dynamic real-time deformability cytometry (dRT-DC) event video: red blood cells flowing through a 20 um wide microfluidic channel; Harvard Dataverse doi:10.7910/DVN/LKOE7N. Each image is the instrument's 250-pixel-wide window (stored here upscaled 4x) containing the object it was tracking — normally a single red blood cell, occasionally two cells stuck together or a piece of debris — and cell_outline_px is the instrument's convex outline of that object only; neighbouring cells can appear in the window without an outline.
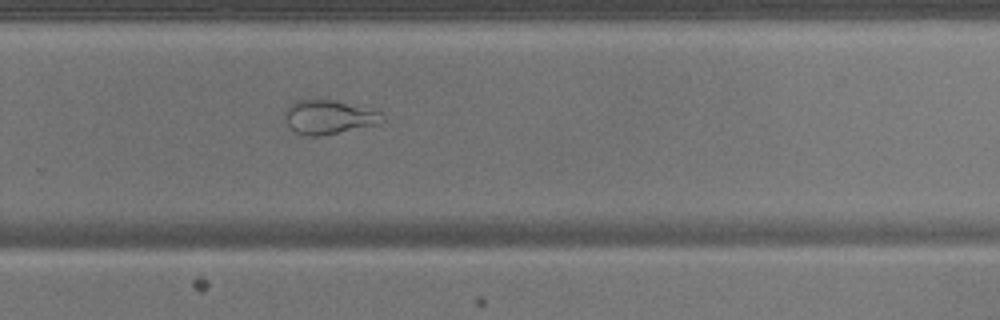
{"species": "common noctule bat (a hibernating species)", "species_latin": "Nyctalus noctula", "temperature_condition": "warm", "stored_images_in_passage": 51, "camera_frame_rate_fps": 3000, "um_per_image_px": 0.085, "animal": {"sex": "male", "body_mass_g": 17.9}, "frame": {"image": 1, "passage_image": 35, "time_ms": 11.333, "image_size_px": [1000, 320], "cell_outline_px": [[384, 120], [380, 124], [320, 136], [308, 136], [296, 132], [288, 124], [284, 116], [284, 108], [288, 104], [296, 100], [316, 96], [384, 112]], "centroid_in_image_um": [27.93, 9.9], "position_along_channel_um": 301.9, "area_um2": 19.94}}
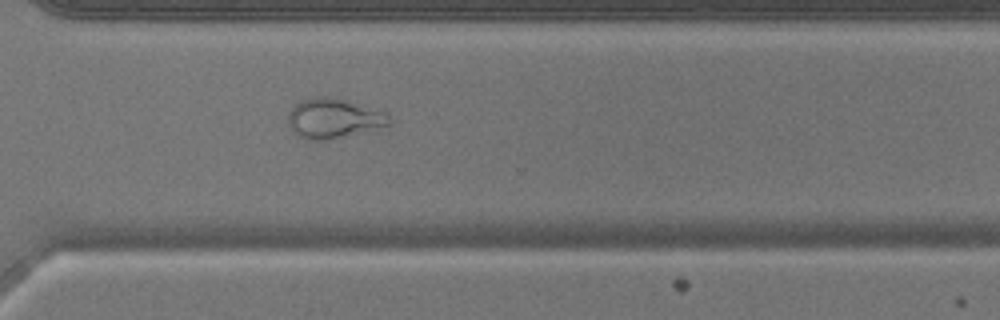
{"frame": {"image": 2, "passage_image": 38, "time_ms": 12.333, "image_size_px": [1000, 320], "cell_outline_px": [[392, 124], [380, 132], [328, 140], [308, 140], [292, 132], [288, 124], [288, 112], [300, 100], [316, 96], [336, 96], [384, 108], [388, 112], [392, 120]], "centroid_in_image_um": [28.56, 10.06], "position_along_channel_um": 342.0, "area_um2": 25.55}}
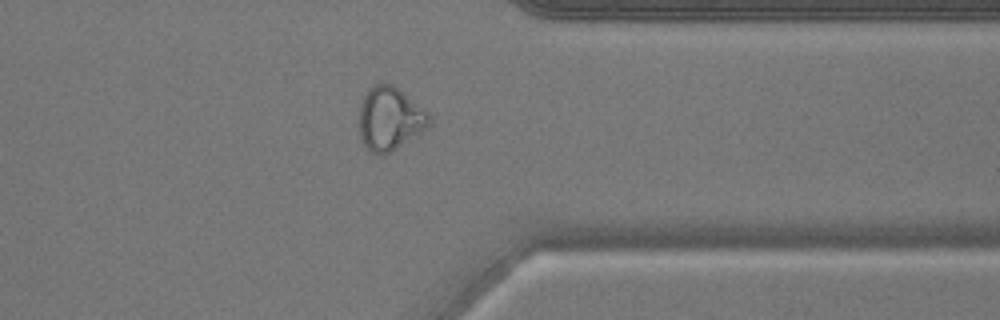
{"frame": {"image": 3, "passage_image": 41, "time_ms": 13.333, "image_size_px": [1000, 320], "cell_outline_px": [[432, 124], [428, 128], [384, 156], [376, 156], [368, 152], [360, 140], [360, 104], [368, 88], [372, 84], [380, 80], [392, 84], [404, 92], [428, 112], [432, 116]], "centroid_in_image_um": [33.13, 10.09], "position_along_channel_um": 378.3, "area_um2": 26.65}}